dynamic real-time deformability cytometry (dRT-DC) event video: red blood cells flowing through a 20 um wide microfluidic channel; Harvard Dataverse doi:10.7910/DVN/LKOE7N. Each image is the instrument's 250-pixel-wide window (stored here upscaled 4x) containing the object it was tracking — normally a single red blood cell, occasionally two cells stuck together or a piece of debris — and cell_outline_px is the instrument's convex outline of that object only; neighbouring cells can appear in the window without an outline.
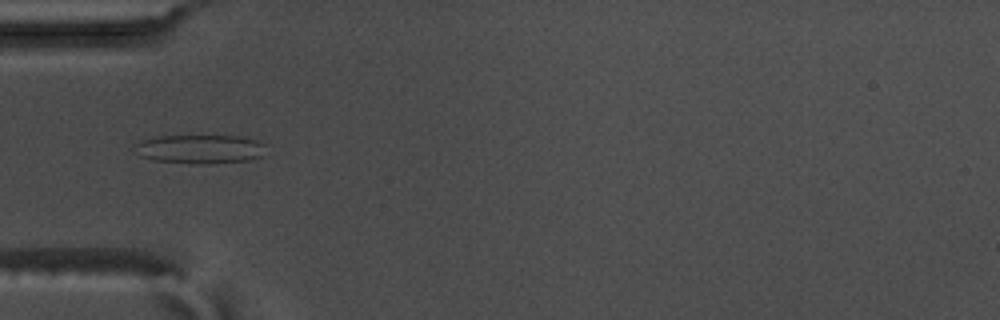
{"species": "common noctule bat (a hibernating species)", "species_latin": "Nyctalus noctula", "temperature_condition": "warm", "stored_images_in_passage": 45, "camera_frame_rate_fps": 3000, "um_per_image_px": 0.085, "animal": {"sex": "male", "body_mass_g": 17.5, "forearm_length_mm": 52.3}, "frame": {"image": 1, "passage_image": 7, "time_ms": 2.0, "image_size_px": [1000, 320], "cell_outline_px": [[268, 156], [248, 160], [212, 164], [196, 164], [156, 160], [140, 156], [132, 152], [136, 144], [144, 140], [156, 136], [240, 136], [256, 140], [264, 144]], "centroid_in_image_um": [17.06, 12.68], "position_along_channel_um": 67.9, "area_um2": 22.43}}
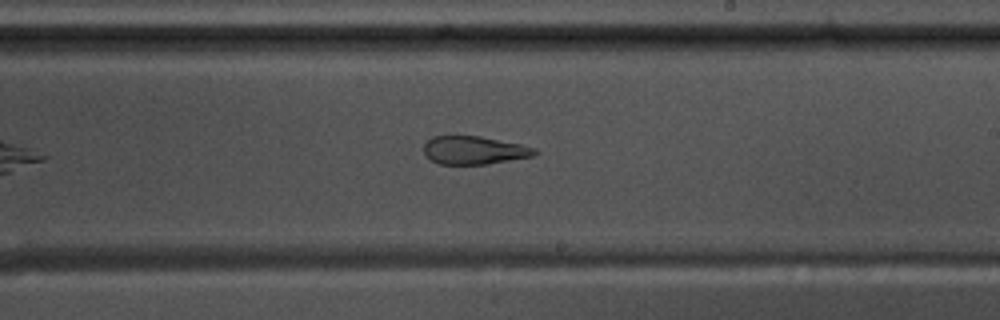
{"frame": {"image": 2, "passage_image": 22, "time_ms": 7.0, "image_size_px": [1000, 320], "cell_outline_px": [[540, 152], [532, 156], [484, 164], [440, 164], [432, 160], [424, 152], [424, 144], [432, 136], [480, 136], [520, 144], [536, 148]], "centroid_in_image_um": [40.31, 12.76], "position_along_channel_um": 248.7, "area_um2": 17.98}}
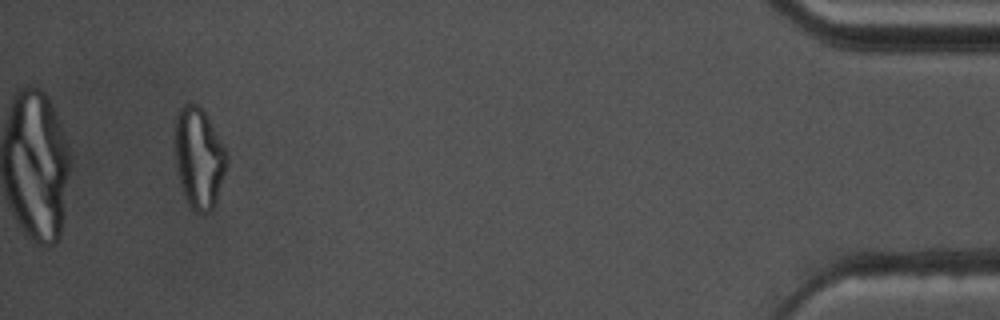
{"frame": {"image": 3, "passage_image": 42, "time_ms": 13.667, "image_size_px": [1000, 320], "cell_outline_px": [[224, 172], [216, 204], [208, 212], [196, 212], [188, 204], [180, 184], [176, 164], [176, 112], [184, 104], [196, 104], [204, 112], [224, 148]], "centroid_in_image_um": [16.87, 13.45], "position_along_channel_um": 418.3, "area_um2": 29.25}, "authors_computed_cell_mechanics": {"area_um2": 22.0796, "velocity_mm_per_s": 3.6261, "shape_relaxation_time_tau1_ms": null, "shape_relaxation_time_tau2_ms": 2.1759, "deformation_change_tau1": null, "deformation_change_tau2": 0.109}}